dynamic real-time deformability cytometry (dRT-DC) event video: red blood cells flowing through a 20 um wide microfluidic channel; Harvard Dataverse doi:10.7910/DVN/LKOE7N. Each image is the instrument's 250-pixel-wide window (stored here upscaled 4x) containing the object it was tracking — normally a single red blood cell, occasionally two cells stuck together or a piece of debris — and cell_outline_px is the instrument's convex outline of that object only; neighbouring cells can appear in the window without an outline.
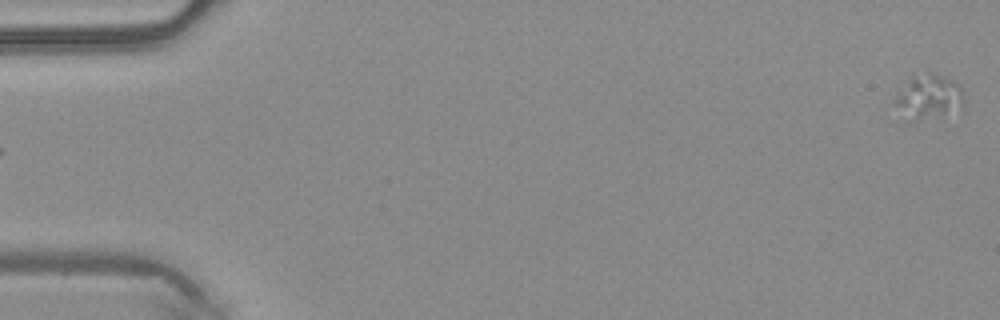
{"species": "common noctule bat (a hibernating species)", "species_latin": "Nyctalus noctula", "temperature_condition": "warm", "stored_images_in_passage": 50, "camera_frame_rate_fps": 3000, "um_per_image_px": 0.085, "animal": {"sex": "male", "body_mass_g": 20.4}, "frame": {"image": 1, "passage_image": 1, "time_ms": 0.0, "image_size_px": [1000, 320], "cell_outline_px": [[964, 112], [908, 124], [904, 124], [892, 100], [896, 92], [912, 76], [928, 72], [932, 72], [944, 76], [960, 84], [964, 92]], "centroid_in_image_um": [78.93, 8.34], "position_along_channel_um": 6.1, "area_um2": 19.71}}
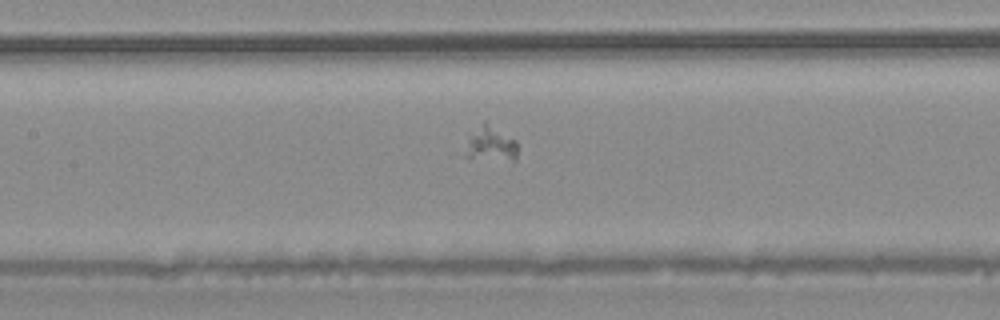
{"frame": {"image": 2, "passage_image": 24, "time_ms": 7.667, "image_size_px": [1000, 320], "cell_outline_px": [[516, 160], [512, 160], [464, 156], [468, 140], [484, 120], [516, 140]], "centroid_in_image_um": [41.74, 12.22], "position_along_channel_um": 165.7, "area_um2": 10.06}}
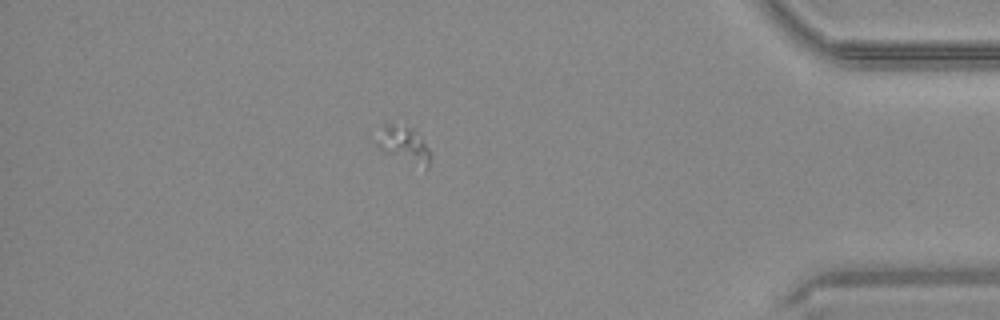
{"frame": {"image": 3, "passage_image": 44, "time_ms": 14.333, "image_size_px": [1000, 320], "cell_outline_px": [[428, 168], [384, 152], [376, 144], [384, 124], [392, 124], [416, 128], [428, 148]], "centroid_in_image_um": [34.33, 12.22], "position_along_channel_um": 400.9, "area_um2": 10.69}}